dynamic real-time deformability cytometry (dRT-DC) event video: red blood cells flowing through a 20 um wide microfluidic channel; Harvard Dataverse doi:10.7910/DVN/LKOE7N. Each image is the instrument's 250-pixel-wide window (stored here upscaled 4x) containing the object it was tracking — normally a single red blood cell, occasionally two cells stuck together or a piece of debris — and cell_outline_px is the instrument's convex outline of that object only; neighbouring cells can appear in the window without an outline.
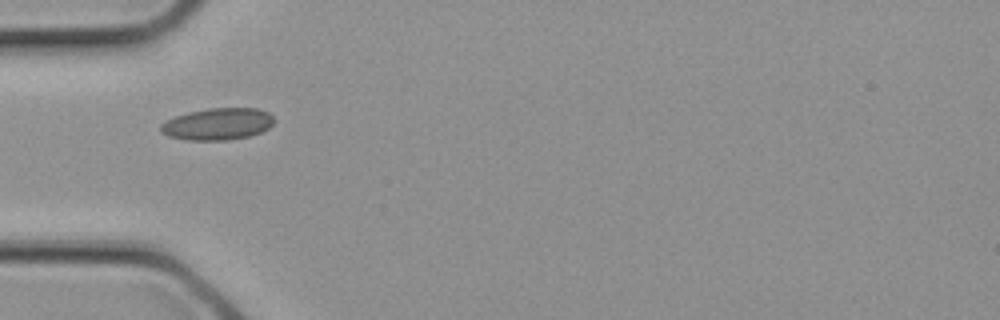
{"species": "common noctule bat (a hibernating species)", "species_latin": "Nyctalus noctula", "temperature_condition": "cold", "stored_images_in_passage": 3, "camera_frame_rate_fps": 3000, "um_per_image_px": 0.085, "animal": {"sex": "female", "body_mass_g": 21.9}, "frame": {"image": 1, "passage_image": 3, "time_ms": 0.667, "image_size_px": [1000, 320], "cell_outline_px": [[276, 120], [268, 128], [260, 132], [248, 136], [228, 140], [188, 140], [168, 136], [160, 132], [160, 124], [176, 116], [188, 112], [208, 108], [256, 108], [268, 112]], "centroid_in_image_um": [18.5, 10.54], "position_along_channel_um": 66.5, "area_um2": 21.04}}